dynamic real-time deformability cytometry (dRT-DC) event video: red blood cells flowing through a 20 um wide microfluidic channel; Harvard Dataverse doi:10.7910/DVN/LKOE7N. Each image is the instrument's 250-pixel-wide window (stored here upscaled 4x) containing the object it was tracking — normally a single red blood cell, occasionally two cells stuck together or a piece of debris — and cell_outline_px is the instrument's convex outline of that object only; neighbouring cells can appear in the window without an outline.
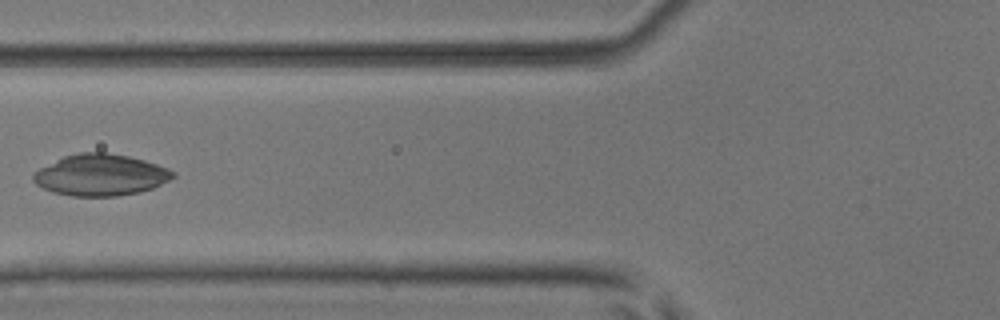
{"species": "common noctule bat (a hibernating species)", "species_latin": "Nyctalus noctula", "temperature_condition": "room temperature", "stored_images_in_passage": 6, "camera_frame_rate_fps": 3000, "um_per_image_px": 0.085, "animal": {"sex": "male", "body_mass_g": 17.9, "forearm_length_mm": 54.2}, "frame": {"image": 1, "passage_image": 6, "time_ms": 1.667, "image_size_px": [1000, 320], "cell_outline_px": [[176, 176], [152, 188], [140, 192], [116, 196], [72, 196], [52, 192], [36, 184], [32, 180], [32, 176], [40, 168], [64, 156], [80, 152], [104, 152], [128, 156], [144, 160], [168, 168], [176, 172]], "centroid_in_image_um": [8.56, 14.87], "position_along_channel_um": 117.2, "area_um2": 33.58}}